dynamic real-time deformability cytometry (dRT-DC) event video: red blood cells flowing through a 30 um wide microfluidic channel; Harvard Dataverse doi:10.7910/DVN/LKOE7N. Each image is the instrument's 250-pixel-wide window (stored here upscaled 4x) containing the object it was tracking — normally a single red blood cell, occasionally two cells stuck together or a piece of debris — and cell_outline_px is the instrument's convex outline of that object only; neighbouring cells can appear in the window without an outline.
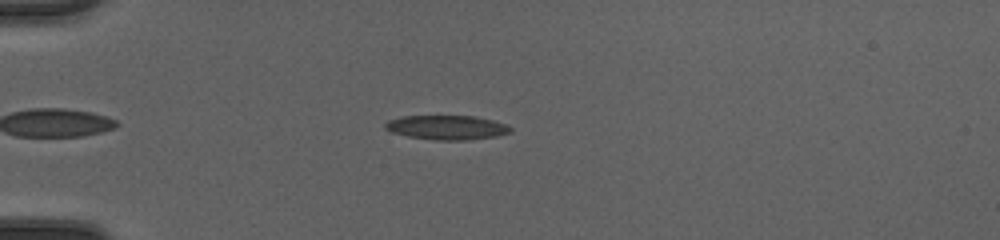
{"species": "common noctule bat (a hibernating species)", "species_latin": "Nyctalus noctula", "temperature_condition": "cold", "stored_images_in_passage": 44, "camera_frame_rate_fps": 3000, "um_per_image_px": 0.085, "animal": {"sex": "female", "body_mass_g": 20.0, "forearm_length_mm": 54.0}, "frame": {"image": 1, "passage_image": 8, "time_ms": 2.333, "image_size_px": [1000, 240], "cell_outline_px": [[512, 128], [508, 132], [496, 136], [460, 140], [440, 140], [408, 136], [392, 132], [384, 128], [384, 124], [388, 120], [404, 116], [472, 116], [504, 124]], "centroid_in_image_um": [37.9, 10.83], "position_along_channel_um": 47.1, "area_um2": 17.22}}
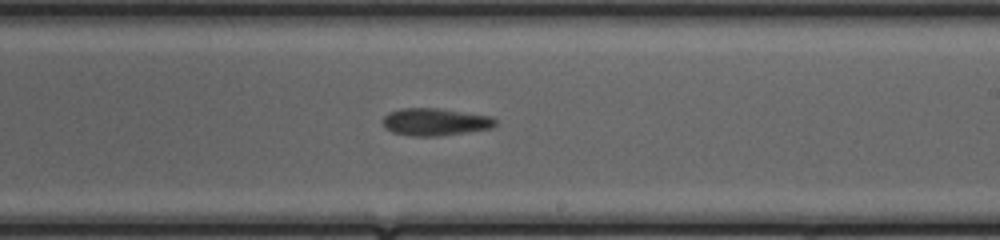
{"frame": {"image": 2, "passage_image": 25, "time_ms": 8.0, "image_size_px": [1000, 240], "cell_outline_px": [[496, 124], [492, 128], [436, 136], [412, 136], [392, 132], [384, 124], [384, 116], [388, 112], [404, 108], [436, 108], [488, 116], [496, 120]], "centroid_in_image_um": [36.97, 10.36], "position_along_channel_um": 252.0, "area_um2": 17.51}}
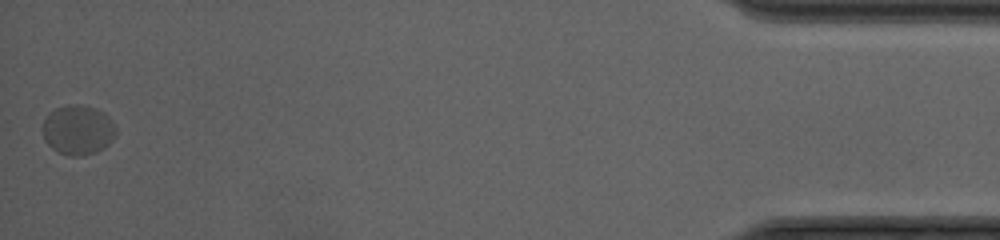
{"frame": {"image": 3, "passage_image": 44, "time_ms": 14.333, "image_size_px": [1000, 240], "cell_outline_px": [[116, 136], [104, 148], [96, 152], [80, 156], [68, 156], [52, 148], [44, 140], [44, 120], [48, 112], [56, 108], [72, 104], [76, 104], [96, 108], [104, 112], [112, 120], [116, 128]], "centroid_in_image_um": [6.65, 11.04], "position_along_channel_um": 428.5, "area_um2": 21.27}, "authors_computed_cell_mechanics": {"area_um2": 17.6868, "velocity_mm_per_s": 4.1194, "shape_relaxation_time_tau1_ms": 3.4107, "shape_relaxation_time_tau2_ms": 3.1015, "deformation_change_tau1": 0.083, "deformation_change_tau2": 0.0804}}